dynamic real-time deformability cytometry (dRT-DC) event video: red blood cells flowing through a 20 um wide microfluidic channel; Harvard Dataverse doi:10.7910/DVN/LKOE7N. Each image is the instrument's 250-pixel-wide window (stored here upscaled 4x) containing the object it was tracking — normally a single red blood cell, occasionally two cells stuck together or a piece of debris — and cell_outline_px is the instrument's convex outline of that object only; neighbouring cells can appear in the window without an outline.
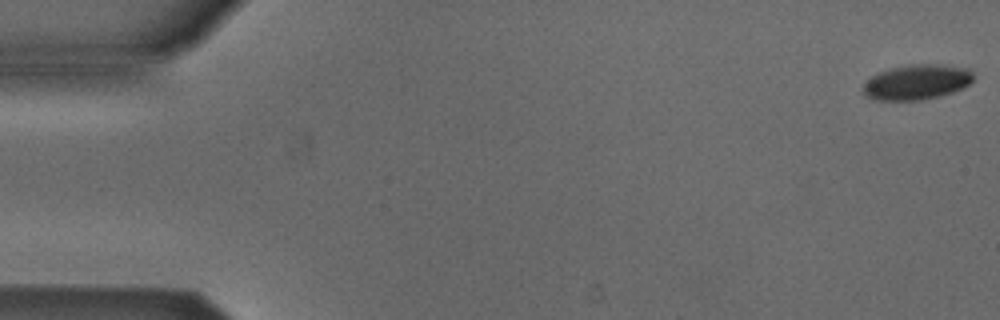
{"species": "Egyptian fruit bat (a non-hibernating species)", "species_latin": "Rousettus aegyptiacus", "temperature_condition": "cold", "stored_images_in_passage": 53, "camera_frame_rate_fps": 3000, "um_per_image_px": 0.085, "animal": {"sex": "male"}, "frame": {"image": 1, "passage_image": 1, "time_ms": 0.0, "image_size_px": [1000, 320], "cell_outline_px": [[972, 80], [968, 84], [952, 92], [940, 96], [920, 100], [876, 100], [868, 96], [864, 92], [864, 84], [872, 76], [880, 72], [892, 68], [912, 64], [940, 64], [968, 68], [972, 72]], "centroid_in_image_um": [77.94, 6.97], "position_along_channel_um": 7.1, "area_um2": 22.2}}
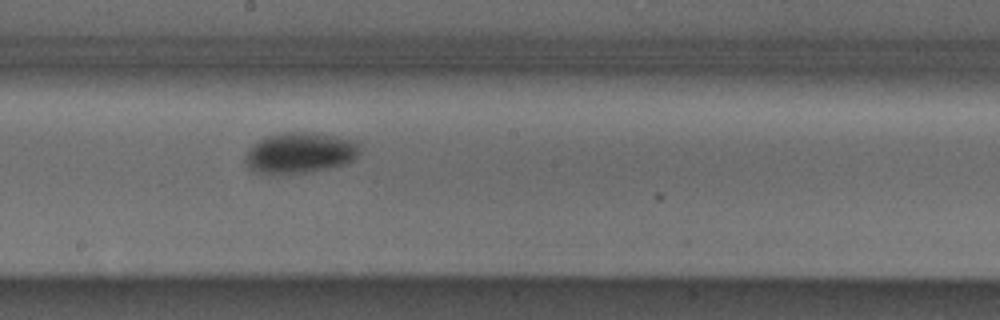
{"frame": {"image": 2, "passage_image": 29, "time_ms": 9.333, "image_size_px": [1000, 320], "cell_outline_px": [[360, 152], [348, 164], [328, 168], [304, 172], [276, 176], [252, 172], [244, 164], [244, 156], [260, 140], [268, 136], [284, 132], [312, 132], [360, 140]], "centroid_in_image_um": [25.51, 13.01], "position_along_channel_um": 222.7, "area_um2": 27.8}}
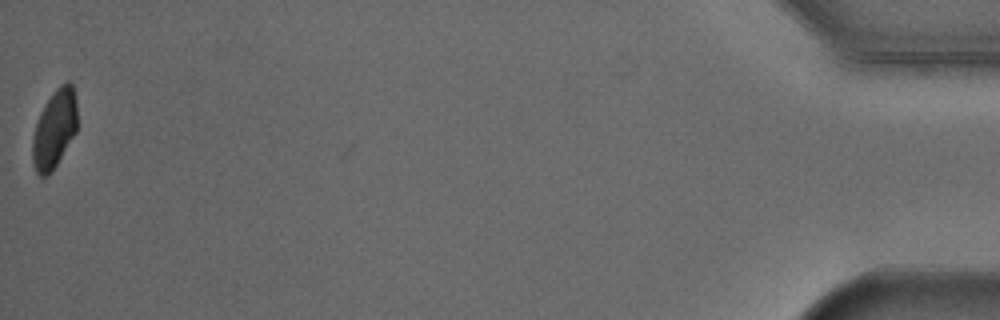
{"frame": {"image": 3, "passage_image": 53, "time_ms": 17.333, "image_size_px": [1000, 320], "cell_outline_px": [[76, 132], [52, 172], [44, 176], [40, 176], [36, 172], [32, 160], [32, 136], [40, 112], [44, 104], [56, 88], [60, 84], [68, 80], [72, 84], [76, 96]], "centroid_in_image_um": [4.62, 10.95], "position_along_channel_um": 430.6, "area_um2": 20.52}, "authors_computed_cell_mechanics": {"area_um2": 24.9118, "velocity_mm_per_s": 3.8753, "shape_relaxation_time_tau1_ms": 1.3902, "shape_relaxation_time_tau2_ms": null, "deformation_change_tau1": 0.0806, "deformation_change_tau2": null}}